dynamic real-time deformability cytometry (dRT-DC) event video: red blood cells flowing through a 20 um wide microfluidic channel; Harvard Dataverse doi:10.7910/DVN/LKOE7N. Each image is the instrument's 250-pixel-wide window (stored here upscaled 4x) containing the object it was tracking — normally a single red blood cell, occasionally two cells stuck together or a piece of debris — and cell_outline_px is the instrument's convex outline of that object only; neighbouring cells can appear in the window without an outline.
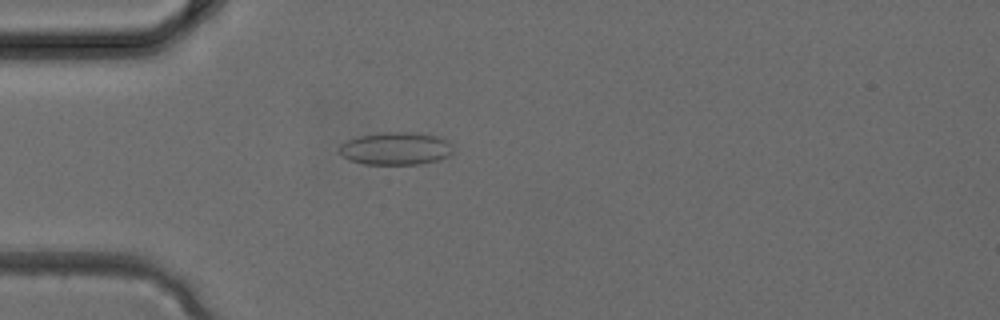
{"species": "common noctule bat (a hibernating species)", "species_latin": "Nyctalus noctula", "temperature_condition": "cold", "stored_images_in_passage": 1, "camera_frame_rate_fps": 3000, "um_per_image_px": 0.085, "animal": {"sex": "female", "body_mass_g": 24.6, "forearm_length_mm": 56.2}, "frame": {"image": 1, "passage_image": 1, "time_ms": 0.0, "image_size_px": [1000, 320], "cell_outline_px": [[452, 152], [448, 156], [436, 160], [420, 164], [364, 164], [348, 160], [340, 152], [340, 144], [348, 140], [360, 136], [380, 132], [416, 132], [440, 136], [448, 140], [452, 144]], "centroid_in_image_um": [33.67, 12.61], "position_along_channel_um": 51.3, "area_um2": 21.79}}